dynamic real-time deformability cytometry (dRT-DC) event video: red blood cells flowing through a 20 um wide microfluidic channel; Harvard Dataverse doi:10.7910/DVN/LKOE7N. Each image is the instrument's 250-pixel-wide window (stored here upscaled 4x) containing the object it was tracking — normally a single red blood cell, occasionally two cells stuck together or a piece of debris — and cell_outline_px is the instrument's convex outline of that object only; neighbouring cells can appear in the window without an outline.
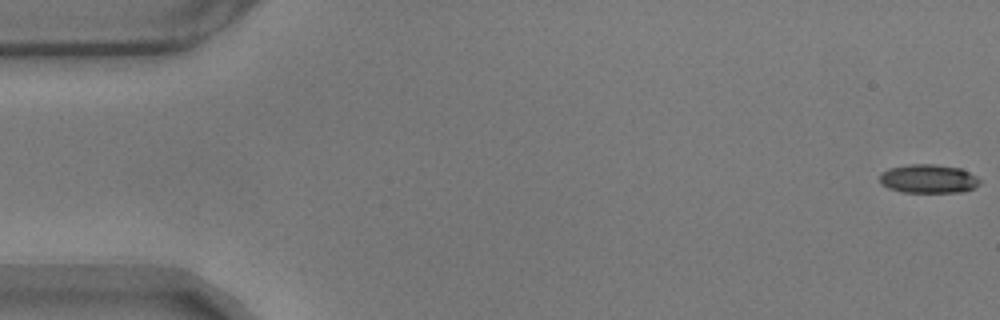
{"species": "common noctule bat (a hibernating species)", "species_latin": "Nyctalus noctula", "temperature_condition": "warm", "stored_images_in_passage": 58, "camera_frame_rate_fps": 3000, "um_per_image_px": 0.085, "animal": {"sex": "male", "body_mass_g": 17.9}, "frame": {"image": 1, "passage_image": 1, "time_ms": 0.0, "image_size_px": [1000, 320], "cell_outline_px": [[980, 184], [964, 192], [900, 192], [888, 188], [880, 184], [880, 172], [888, 168], [908, 164], [936, 164], [960, 168], [976, 176], [980, 180]], "centroid_in_image_um": [78.87, 15.19], "position_along_channel_um": 6.1, "area_um2": 16.94}}
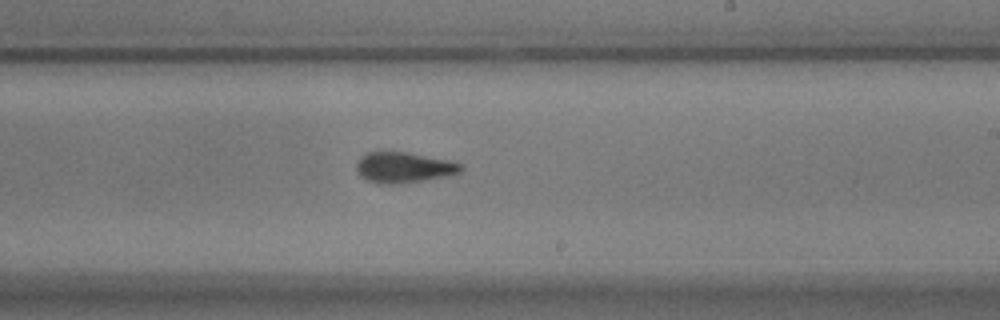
{"frame": {"image": 2, "passage_image": 34, "time_ms": 11.0, "image_size_px": [1000, 320], "cell_outline_px": [[464, 168], [460, 172], [444, 176], [420, 180], [392, 184], [376, 184], [360, 176], [356, 172], [356, 164], [360, 156], [368, 152], [408, 152], [448, 160], [460, 164]], "centroid_in_image_um": [34.25, 14.22], "position_along_channel_um": 254.7, "area_um2": 18.44}}
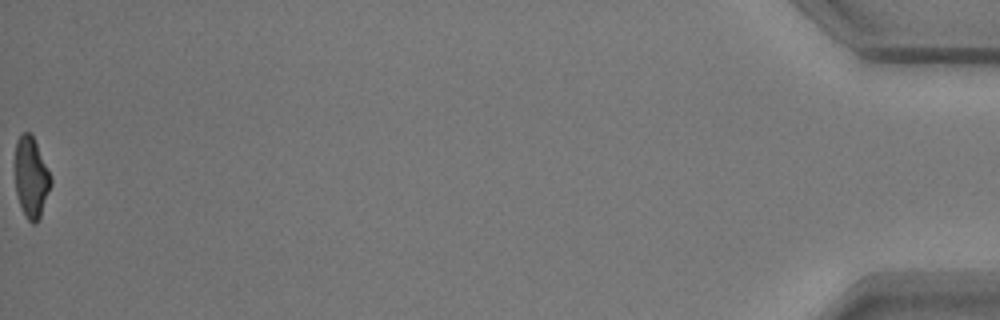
{"frame": {"image": 3, "passage_image": 58, "time_ms": 19.0, "image_size_px": [1000, 320], "cell_outline_px": [[52, 184], [40, 216], [36, 224], [32, 224], [28, 220], [20, 204], [16, 192], [16, 140], [24, 132], [32, 132], [52, 180]], "centroid_in_image_um": [2.66, 15.07], "position_along_channel_um": 432.5, "area_um2": 16.53}, "authors_computed_cell_mechanics": {"area_um2": 18.0914, "velocity_mm_per_s": 3.5215, "shape_relaxation_time_tau1_ms": 5.3937, "shape_relaxation_time_tau2_ms": 1.9627, "deformation_change_tau1": 0.1796, "deformation_change_tau2": 0.0967}}